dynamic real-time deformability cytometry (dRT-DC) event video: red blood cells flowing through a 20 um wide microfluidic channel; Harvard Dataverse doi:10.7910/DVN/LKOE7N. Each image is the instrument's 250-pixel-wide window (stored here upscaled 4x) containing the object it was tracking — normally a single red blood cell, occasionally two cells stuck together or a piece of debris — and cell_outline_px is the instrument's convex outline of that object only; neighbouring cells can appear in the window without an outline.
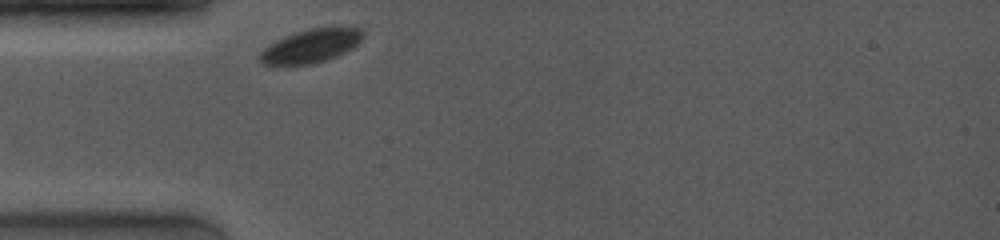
{"species": "common noctule bat (a hibernating species)", "species_latin": "Nyctalus noctula", "temperature_condition": "room temperature", "stored_images_in_passage": 1, "camera_frame_rate_fps": 4000, "um_per_image_px": 0.085, "animal": {"sex": "female", "body_mass_g": 19.0, "forearm_length_mm": 53.3}, "frame": {"image": 1, "passage_image": 1, "time_ms": 0.0, "image_size_px": [1000, 240], "cell_outline_px": [[364, 36], [352, 48], [336, 56], [312, 64], [264, 64], [260, 60], [260, 52], [268, 44], [284, 36], [308, 28], [332, 24], [348, 24], [360, 28], [364, 32]], "centroid_in_image_um": [26.52, 3.82], "position_along_channel_um": 58.5, "area_um2": 20.69}}